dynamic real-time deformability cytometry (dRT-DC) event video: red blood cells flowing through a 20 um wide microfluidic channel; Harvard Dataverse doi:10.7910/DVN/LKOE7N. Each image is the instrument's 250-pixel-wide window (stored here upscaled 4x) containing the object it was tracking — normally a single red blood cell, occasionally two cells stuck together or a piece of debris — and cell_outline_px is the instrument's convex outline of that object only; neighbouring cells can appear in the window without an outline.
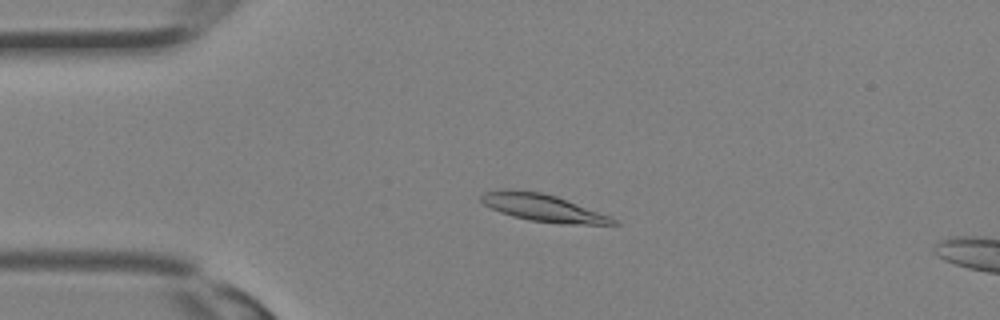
{"species": "Egyptian fruit bat (a non-hibernating species)", "species_latin": "Rousettus aegyptiacus", "temperature_condition": "room temperature", "stored_images_in_passage": 10, "camera_frame_rate_fps": 3000, "um_per_image_px": 0.085, "animal": {"sex": "female"}, "frame": {"image": 1, "passage_image": 7, "time_ms": 2.0, "image_size_px": [1000, 320], "cell_outline_px": [[620, 224], [560, 224], [528, 220], [512, 216], [500, 212], [484, 204], [480, 200], [480, 196], [484, 192], [500, 188], [504, 188], [540, 192], [556, 196], [608, 216], [616, 220]], "centroid_in_image_um": [46.06, 17.65], "position_along_channel_um": 38.9, "area_um2": 20.81}}